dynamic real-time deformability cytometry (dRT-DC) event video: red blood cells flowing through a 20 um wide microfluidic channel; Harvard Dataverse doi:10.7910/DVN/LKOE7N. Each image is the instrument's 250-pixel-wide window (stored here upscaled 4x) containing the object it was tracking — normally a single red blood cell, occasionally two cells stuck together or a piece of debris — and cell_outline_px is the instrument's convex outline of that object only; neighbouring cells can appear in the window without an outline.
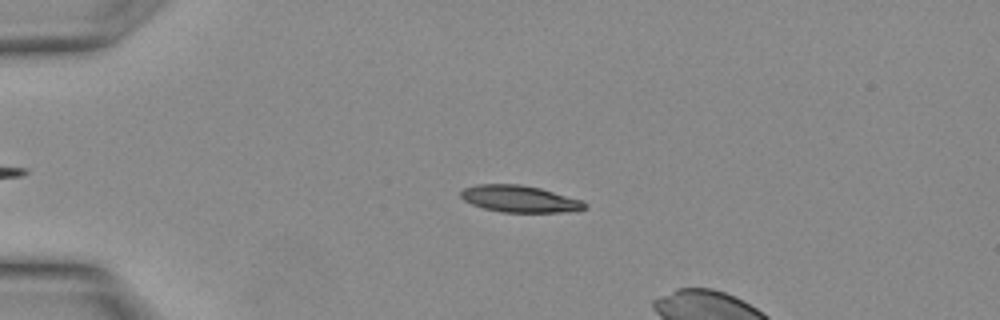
{"species": "Egyptian fruit bat (a non-hibernating species)", "species_latin": "Rousettus aegyptiacus", "temperature_condition": "warm", "stored_images_in_passage": 7, "camera_frame_rate_fps": 3000, "um_per_image_px": 0.085, "animal": {"sex": "female"}, "frame": {"image": 1, "passage_image": 4, "time_ms": 1.0, "image_size_px": [1000, 320], "cell_outline_px": [[588, 208], [576, 212], [500, 212], [484, 208], [472, 204], [464, 200], [460, 196], [460, 192], [464, 188], [476, 184], [520, 184], [540, 188], [580, 200], [588, 204]], "centroid_in_image_um": [44.19, 16.91], "position_along_channel_um": 40.8, "area_um2": 19.42}}